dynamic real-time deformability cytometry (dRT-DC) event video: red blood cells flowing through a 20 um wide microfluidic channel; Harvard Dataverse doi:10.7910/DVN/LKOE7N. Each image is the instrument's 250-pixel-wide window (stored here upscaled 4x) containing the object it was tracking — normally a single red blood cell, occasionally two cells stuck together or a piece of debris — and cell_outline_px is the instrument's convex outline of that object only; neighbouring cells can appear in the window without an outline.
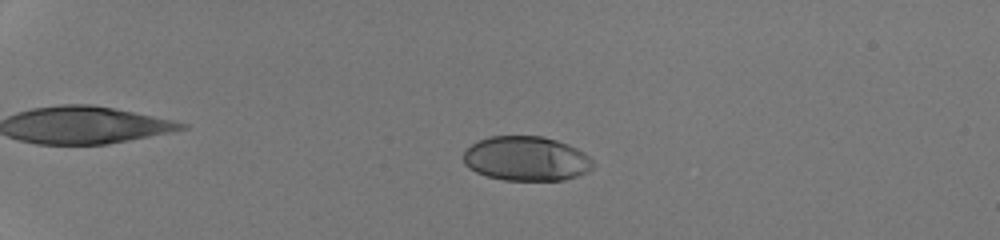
{"species": "human", "species_latin": "Homo sapiens", "temperature_condition": "room temperature", "stored_images_in_passage": 53, "camera_frame_rate_fps": 3000, "um_per_image_px": 0.085, "donor": {"sex": "male"}, "frame": {"image": 1, "passage_image": 15, "time_ms": 4.667, "image_size_px": [1000, 240], "cell_outline_px": [[596, 164], [588, 172], [564, 180], [504, 180], [488, 176], [476, 172], [468, 168], [464, 164], [464, 152], [472, 144], [488, 136], [544, 136], [568, 144], [584, 152]], "centroid_in_image_um": [44.75, 13.48], "position_along_channel_um": 40.2, "area_um2": 33.7}}
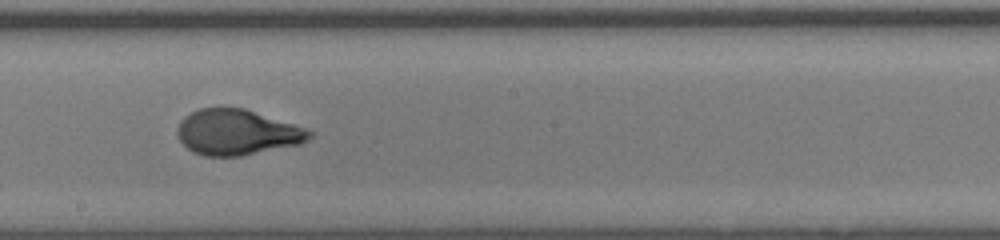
{"frame": {"image": 2, "passage_image": 34, "time_ms": 11.0, "image_size_px": [1000, 240], "cell_outline_px": [[316, 132], [308, 140], [300, 144], [240, 156], [204, 156], [192, 152], [180, 140], [176, 132], [180, 120], [184, 116], [200, 108], [244, 108]], "centroid_in_image_um": [20.13, 11.25], "position_along_channel_um": 228.1, "area_um2": 34.85}}
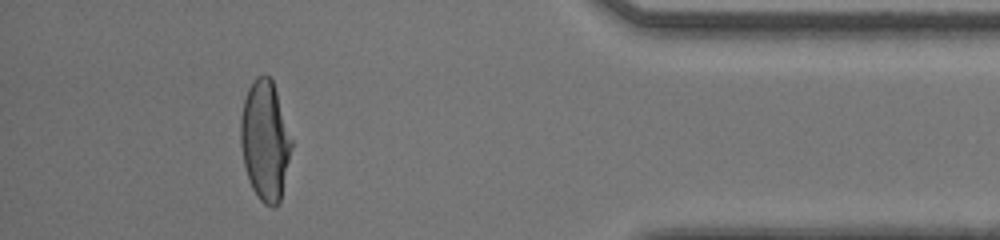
{"frame": {"image": 3, "passage_image": 49, "time_ms": 16.0, "image_size_px": [1000, 240], "cell_outline_px": [[292, 148], [280, 204], [276, 208], [272, 208], [264, 204], [256, 196], [252, 188], [244, 164], [240, 144], [240, 120], [244, 100], [248, 88], [252, 80], [256, 76], [268, 76], [272, 80], [292, 140]], "centroid_in_image_um": [22.53, 12.0], "position_along_channel_um": 412.7, "area_um2": 35.55}, "authors_computed_cell_mechanics": {"area_um2": 35.4314, "velocity_mm_per_s": 4.2806, "shape_relaxation_time_tau1_ms": 3.4282, "shape_relaxation_time_tau2_ms": null, "deformation_change_tau1": 0.1891, "deformation_change_tau2": null}}